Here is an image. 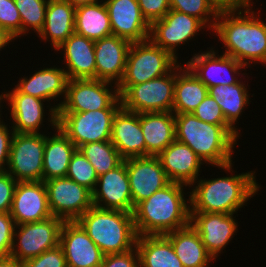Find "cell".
<instances>
[{"label": "cell", "mask_w": 266, "mask_h": 267, "mask_svg": "<svg viewBox=\"0 0 266 267\" xmlns=\"http://www.w3.org/2000/svg\"><path fill=\"white\" fill-rule=\"evenodd\" d=\"M201 121L216 124V125H229L222 109L209 94L206 95L204 100L197 106V108L192 112Z\"/></svg>", "instance_id": "40"}, {"label": "cell", "mask_w": 266, "mask_h": 267, "mask_svg": "<svg viewBox=\"0 0 266 267\" xmlns=\"http://www.w3.org/2000/svg\"><path fill=\"white\" fill-rule=\"evenodd\" d=\"M234 214L190 212V225L197 231L208 253L216 259L237 235L238 222ZM234 235V236H233Z\"/></svg>", "instance_id": "15"}, {"label": "cell", "mask_w": 266, "mask_h": 267, "mask_svg": "<svg viewBox=\"0 0 266 267\" xmlns=\"http://www.w3.org/2000/svg\"><path fill=\"white\" fill-rule=\"evenodd\" d=\"M183 267H209L214 258L208 253L197 231L189 224L165 234Z\"/></svg>", "instance_id": "29"}, {"label": "cell", "mask_w": 266, "mask_h": 267, "mask_svg": "<svg viewBox=\"0 0 266 267\" xmlns=\"http://www.w3.org/2000/svg\"><path fill=\"white\" fill-rule=\"evenodd\" d=\"M218 11L243 10L254 5L253 0H208ZM252 1V2H251Z\"/></svg>", "instance_id": "47"}, {"label": "cell", "mask_w": 266, "mask_h": 267, "mask_svg": "<svg viewBox=\"0 0 266 267\" xmlns=\"http://www.w3.org/2000/svg\"><path fill=\"white\" fill-rule=\"evenodd\" d=\"M52 216L76 221L93 206L92 192L68 177L44 181Z\"/></svg>", "instance_id": "13"}, {"label": "cell", "mask_w": 266, "mask_h": 267, "mask_svg": "<svg viewBox=\"0 0 266 267\" xmlns=\"http://www.w3.org/2000/svg\"><path fill=\"white\" fill-rule=\"evenodd\" d=\"M59 66L41 68L35 71L34 74L23 78H19L18 84L15 88L24 94H28L47 102L54 100V103L58 101L57 98L64 97L66 95V87L68 77L66 71Z\"/></svg>", "instance_id": "26"}, {"label": "cell", "mask_w": 266, "mask_h": 267, "mask_svg": "<svg viewBox=\"0 0 266 267\" xmlns=\"http://www.w3.org/2000/svg\"><path fill=\"white\" fill-rule=\"evenodd\" d=\"M112 34L131 43L144 42L150 36V24L143 17L138 0H104Z\"/></svg>", "instance_id": "19"}, {"label": "cell", "mask_w": 266, "mask_h": 267, "mask_svg": "<svg viewBox=\"0 0 266 267\" xmlns=\"http://www.w3.org/2000/svg\"><path fill=\"white\" fill-rule=\"evenodd\" d=\"M94 47V40L74 32L56 49L63 52L68 79H96Z\"/></svg>", "instance_id": "25"}, {"label": "cell", "mask_w": 266, "mask_h": 267, "mask_svg": "<svg viewBox=\"0 0 266 267\" xmlns=\"http://www.w3.org/2000/svg\"><path fill=\"white\" fill-rule=\"evenodd\" d=\"M77 149L93 165L98 177L115 169L124 161L110 141L91 142Z\"/></svg>", "instance_id": "35"}, {"label": "cell", "mask_w": 266, "mask_h": 267, "mask_svg": "<svg viewBox=\"0 0 266 267\" xmlns=\"http://www.w3.org/2000/svg\"><path fill=\"white\" fill-rule=\"evenodd\" d=\"M46 133H16L13 136L6 171L17 181H43Z\"/></svg>", "instance_id": "10"}, {"label": "cell", "mask_w": 266, "mask_h": 267, "mask_svg": "<svg viewBox=\"0 0 266 267\" xmlns=\"http://www.w3.org/2000/svg\"><path fill=\"white\" fill-rule=\"evenodd\" d=\"M17 183L7 171H0V213H10Z\"/></svg>", "instance_id": "44"}, {"label": "cell", "mask_w": 266, "mask_h": 267, "mask_svg": "<svg viewBox=\"0 0 266 267\" xmlns=\"http://www.w3.org/2000/svg\"><path fill=\"white\" fill-rule=\"evenodd\" d=\"M1 103H2V101H1V94H0V115L3 114V113H1V112H2L1 110L4 109V108H3V104L1 105ZM1 106H2V107H1ZM1 108H2V109H1Z\"/></svg>", "instance_id": "51"}, {"label": "cell", "mask_w": 266, "mask_h": 267, "mask_svg": "<svg viewBox=\"0 0 266 267\" xmlns=\"http://www.w3.org/2000/svg\"><path fill=\"white\" fill-rule=\"evenodd\" d=\"M118 110L57 112L58 128L77 148L91 142L110 141L112 122Z\"/></svg>", "instance_id": "9"}, {"label": "cell", "mask_w": 266, "mask_h": 267, "mask_svg": "<svg viewBox=\"0 0 266 267\" xmlns=\"http://www.w3.org/2000/svg\"><path fill=\"white\" fill-rule=\"evenodd\" d=\"M14 40L12 36L0 27V51L4 50V48L6 49V46L9 47L10 42H14Z\"/></svg>", "instance_id": "48"}, {"label": "cell", "mask_w": 266, "mask_h": 267, "mask_svg": "<svg viewBox=\"0 0 266 267\" xmlns=\"http://www.w3.org/2000/svg\"><path fill=\"white\" fill-rule=\"evenodd\" d=\"M241 80L232 85L221 84L208 88V94L214 98L222 109L226 122L239 134L241 129L236 128L235 125L238 124L237 121L240 116L242 117L244 108L251 102L249 100L248 84L245 85Z\"/></svg>", "instance_id": "33"}, {"label": "cell", "mask_w": 266, "mask_h": 267, "mask_svg": "<svg viewBox=\"0 0 266 267\" xmlns=\"http://www.w3.org/2000/svg\"><path fill=\"white\" fill-rule=\"evenodd\" d=\"M253 6L243 10L221 11L212 32L223 43V54L251 68V64H266V22ZM260 16H258L257 14Z\"/></svg>", "instance_id": "1"}, {"label": "cell", "mask_w": 266, "mask_h": 267, "mask_svg": "<svg viewBox=\"0 0 266 267\" xmlns=\"http://www.w3.org/2000/svg\"><path fill=\"white\" fill-rule=\"evenodd\" d=\"M141 13L151 25L170 11V0H138Z\"/></svg>", "instance_id": "43"}, {"label": "cell", "mask_w": 266, "mask_h": 267, "mask_svg": "<svg viewBox=\"0 0 266 267\" xmlns=\"http://www.w3.org/2000/svg\"><path fill=\"white\" fill-rule=\"evenodd\" d=\"M14 1L21 16V36H26V33L27 35L28 33L31 34V31H34L38 35L45 24L46 9L49 0Z\"/></svg>", "instance_id": "36"}, {"label": "cell", "mask_w": 266, "mask_h": 267, "mask_svg": "<svg viewBox=\"0 0 266 267\" xmlns=\"http://www.w3.org/2000/svg\"><path fill=\"white\" fill-rule=\"evenodd\" d=\"M98 79H69L66 95L53 106L48 104V125L52 131L58 127L57 112H86L101 109H120L122 107L117 85ZM111 88H110V86ZM114 87V88H113ZM50 122V124H49ZM54 128V129H53Z\"/></svg>", "instance_id": "6"}, {"label": "cell", "mask_w": 266, "mask_h": 267, "mask_svg": "<svg viewBox=\"0 0 266 267\" xmlns=\"http://www.w3.org/2000/svg\"><path fill=\"white\" fill-rule=\"evenodd\" d=\"M136 249L140 267H183L165 235L138 236Z\"/></svg>", "instance_id": "32"}, {"label": "cell", "mask_w": 266, "mask_h": 267, "mask_svg": "<svg viewBox=\"0 0 266 267\" xmlns=\"http://www.w3.org/2000/svg\"><path fill=\"white\" fill-rule=\"evenodd\" d=\"M1 117L2 114L0 115V171H6L11 143L15 132L13 129H8V126L9 128L11 126L8 124L6 125V122H4Z\"/></svg>", "instance_id": "46"}, {"label": "cell", "mask_w": 266, "mask_h": 267, "mask_svg": "<svg viewBox=\"0 0 266 267\" xmlns=\"http://www.w3.org/2000/svg\"><path fill=\"white\" fill-rule=\"evenodd\" d=\"M221 54L219 55L215 48L207 47V51L193 54L184 64L207 88L238 83L243 79L239 78L240 76L247 75V73L241 74L247 67L233 57Z\"/></svg>", "instance_id": "14"}, {"label": "cell", "mask_w": 266, "mask_h": 267, "mask_svg": "<svg viewBox=\"0 0 266 267\" xmlns=\"http://www.w3.org/2000/svg\"><path fill=\"white\" fill-rule=\"evenodd\" d=\"M100 267H140L136 247L125 253L107 254Z\"/></svg>", "instance_id": "45"}, {"label": "cell", "mask_w": 266, "mask_h": 267, "mask_svg": "<svg viewBox=\"0 0 266 267\" xmlns=\"http://www.w3.org/2000/svg\"><path fill=\"white\" fill-rule=\"evenodd\" d=\"M75 11L65 0H49L46 9L45 24L38 37L42 41L51 42L56 49L75 32Z\"/></svg>", "instance_id": "28"}, {"label": "cell", "mask_w": 266, "mask_h": 267, "mask_svg": "<svg viewBox=\"0 0 266 267\" xmlns=\"http://www.w3.org/2000/svg\"><path fill=\"white\" fill-rule=\"evenodd\" d=\"M66 177L86 187L91 192L94 191L98 180L93 165L78 149L71 157Z\"/></svg>", "instance_id": "38"}, {"label": "cell", "mask_w": 266, "mask_h": 267, "mask_svg": "<svg viewBox=\"0 0 266 267\" xmlns=\"http://www.w3.org/2000/svg\"><path fill=\"white\" fill-rule=\"evenodd\" d=\"M10 215L15 225L38 222L51 217L44 181L18 182Z\"/></svg>", "instance_id": "20"}, {"label": "cell", "mask_w": 266, "mask_h": 267, "mask_svg": "<svg viewBox=\"0 0 266 267\" xmlns=\"http://www.w3.org/2000/svg\"><path fill=\"white\" fill-rule=\"evenodd\" d=\"M0 267H21V262L12 256L0 258Z\"/></svg>", "instance_id": "49"}, {"label": "cell", "mask_w": 266, "mask_h": 267, "mask_svg": "<svg viewBox=\"0 0 266 267\" xmlns=\"http://www.w3.org/2000/svg\"><path fill=\"white\" fill-rule=\"evenodd\" d=\"M15 226L10 213H0V258L11 256Z\"/></svg>", "instance_id": "42"}, {"label": "cell", "mask_w": 266, "mask_h": 267, "mask_svg": "<svg viewBox=\"0 0 266 267\" xmlns=\"http://www.w3.org/2000/svg\"><path fill=\"white\" fill-rule=\"evenodd\" d=\"M170 9L200 19L210 30L219 13L208 0H170Z\"/></svg>", "instance_id": "37"}, {"label": "cell", "mask_w": 266, "mask_h": 267, "mask_svg": "<svg viewBox=\"0 0 266 267\" xmlns=\"http://www.w3.org/2000/svg\"><path fill=\"white\" fill-rule=\"evenodd\" d=\"M76 222L105 254L125 253L136 247L133 213L92 206Z\"/></svg>", "instance_id": "5"}, {"label": "cell", "mask_w": 266, "mask_h": 267, "mask_svg": "<svg viewBox=\"0 0 266 267\" xmlns=\"http://www.w3.org/2000/svg\"><path fill=\"white\" fill-rule=\"evenodd\" d=\"M126 169L134 208L171 182L157 156L128 158Z\"/></svg>", "instance_id": "16"}, {"label": "cell", "mask_w": 266, "mask_h": 267, "mask_svg": "<svg viewBox=\"0 0 266 267\" xmlns=\"http://www.w3.org/2000/svg\"><path fill=\"white\" fill-rule=\"evenodd\" d=\"M255 173L249 171L213 179L198 178L190 186L191 192H187L190 193V212L237 214L261 189Z\"/></svg>", "instance_id": "3"}, {"label": "cell", "mask_w": 266, "mask_h": 267, "mask_svg": "<svg viewBox=\"0 0 266 267\" xmlns=\"http://www.w3.org/2000/svg\"><path fill=\"white\" fill-rule=\"evenodd\" d=\"M92 201L93 206L101 209L134 212L126 159L115 169L98 177Z\"/></svg>", "instance_id": "17"}, {"label": "cell", "mask_w": 266, "mask_h": 267, "mask_svg": "<svg viewBox=\"0 0 266 267\" xmlns=\"http://www.w3.org/2000/svg\"><path fill=\"white\" fill-rule=\"evenodd\" d=\"M131 42L116 35L95 41L96 79L119 85Z\"/></svg>", "instance_id": "22"}, {"label": "cell", "mask_w": 266, "mask_h": 267, "mask_svg": "<svg viewBox=\"0 0 266 267\" xmlns=\"http://www.w3.org/2000/svg\"><path fill=\"white\" fill-rule=\"evenodd\" d=\"M21 267H67V265L63 249L58 245L38 257L21 262Z\"/></svg>", "instance_id": "41"}, {"label": "cell", "mask_w": 266, "mask_h": 267, "mask_svg": "<svg viewBox=\"0 0 266 267\" xmlns=\"http://www.w3.org/2000/svg\"><path fill=\"white\" fill-rule=\"evenodd\" d=\"M208 94V88L181 62L177 65L174 114L192 113Z\"/></svg>", "instance_id": "31"}, {"label": "cell", "mask_w": 266, "mask_h": 267, "mask_svg": "<svg viewBox=\"0 0 266 267\" xmlns=\"http://www.w3.org/2000/svg\"><path fill=\"white\" fill-rule=\"evenodd\" d=\"M75 33L94 41L112 35L109 13L103 0L76 7Z\"/></svg>", "instance_id": "34"}, {"label": "cell", "mask_w": 266, "mask_h": 267, "mask_svg": "<svg viewBox=\"0 0 266 267\" xmlns=\"http://www.w3.org/2000/svg\"><path fill=\"white\" fill-rule=\"evenodd\" d=\"M0 27L15 40L21 37V16L14 0H0Z\"/></svg>", "instance_id": "39"}, {"label": "cell", "mask_w": 266, "mask_h": 267, "mask_svg": "<svg viewBox=\"0 0 266 267\" xmlns=\"http://www.w3.org/2000/svg\"><path fill=\"white\" fill-rule=\"evenodd\" d=\"M206 28L200 19L170 9L162 19L150 25L149 39L178 60V47L190 42Z\"/></svg>", "instance_id": "12"}, {"label": "cell", "mask_w": 266, "mask_h": 267, "mask_svg": "<svg viewBox=\"0 0 266 267\" xmlns=\"http://www.w3.org/2000/svg\"><path fill=\"white\" fill-rule=\"evenodd\" d=\"M174 115L176 140L189 146L206 166L234 172L232 157L239 133L230 125L203 122L192 113Z\"/></svg>", "instance_id": "2"}, {"label": "cell", "mask_w": 266, "mask_h": 267, "mask_svg": "<svg viewBox=\"0 0 266 267\" xmlns=\"http://www.w3.org/2000/svg\"><path fill=\"white\" fill-rule=\"evenodd\" d=\"M67 267H100L105 254L76 221H65L60 232Z\"/></svg>", "instance_id": "18"}, {"label": "cell", "mask_w": 266, "mask_h": 267, "mask_svg": "<svg viewBox=\"0 0 266 267\" xmlns=\"http://www.w3.org/2000/svg\"><path fill=\"white\" fill-rule=\"evenodd\" d=\"M189 186L170 182L164 188L140 202L133 218L138 236L165 235L190 224V198H185Z\"/></svg>", "instance_id": "4"}, {"label": "cell", "mask_w": 266, "mask_h": 267, "mask_svg": "<svg viewBox=\"0 0 266 267\" xmlns=\"http://www.w3.org/2000/svg\"><path fill=\"white\" fill-rule=\"evenodd\" d=\"M157 157L171 182L190 187L198 176L200 178V168L204 162L189 146L176 139Z\"/></svg>", "instance_id": "23"}, {"label": "cell", "mask_w": 266, "mask_h": 267, "mask_svg": "<svg viewBox=\"0 0 266 267\" xmlns=\"http://www.w3.org/2000/svg\"><path fill=\"white\" fill-rule=\"evenodd\" d=\"M64 222L59 217L51 216L42 221L16 225L11 256L23 262L57 247Z\"/></svg>", "instance_id": "11"}, {"label": "cell", "mask_w": 266, "mask_h": 267, "mask_svg": "<svg viewBox=\"0 0 266 267\" xmlns=\"http://www.w3.org/2000/svg\"><path fill=\"white\" fill-rule=\"evenodd\" d=\"M140 124L145 139V156H158L176 139L173 112L140 113Z\"/></svg>", "instance_id": "27"}, {"label": "cell", "mask_w": 266, "mask_h": 267, "mask_svg": "<svg viewBox=\"0 0 266 267\" xmlns=\"http://www.w3.org/2000/svg\"><path fill=\"white\" fill-rule=\"evenodd\" d=\"M65 1H67L68 3H70L74 7L98 2V0H65Z\"/></svg>", "instance_id": "50"}, {"label": "cell", "mask_w": 266, "mask_h": 267, "mask_svg": "<svg viewBox=\"0 0 266 267\" xmlns=\"http://www.w3.org/2000/svg\"><path fill=\"white\" fill-rule=\"evenodd\" d=\"M110 142L124 160L145 157V139L140 124V113L121 107L112 122Z\"/></svg>", "instance_id": "24"}, {"label": "cell", "mask_w": 266, "mask_h": 267, "mask_svg": "<svg viewBox=\"0 0 266 267\" xmlns=\"http://www.w3.org/2000/svg\"><path fill=\"white\" fill-rule=\"evenodd\" d=\"M179 63L170 53L156 46L150 39L132 43L127 55L124 76L117 86L119 96L131 85L170 73Z\"/></svg>", "instance_id": "7"}, {"label": "cell", "mask_w": 266, "mask_h": 267, "mask_svg": "<svg viewBox=\"0 0 266 267\" xmlns=\"http://www.w3.org/2000/svg\"><path fill=\"white\" fill-rule=\"evenodd\" d=\"M11 91L1 92V101L7 100L10 119L12 120L11 128L16 133H41L44 115L47 110L44 108L45 100L20 93L15 87ZM46 111V112H45Z\"/></svg>", "instance_id": "21"}, {"label": "cell", "mask_w": 266, "mask_h": 267, "mask_svg": "<svg viewBox=\"0 0 266 267\" xmlns=\"http://www.w3.org/2000/svg\"><path fill=\"white\" fill-rule=\"evenodd\" d=\"M53 134L52 136L46 134L43 181L66 177L71 157L77 150V147L58 127Z\"/></svg>", "instance_id": "30"}, {"label": "cell", "mask_w": 266, "mask_h": 267, "mask_svg": "<svg viewBox=\"0 0 266 267\" xmlns=\"http://www.w3.org/2000/svg\"><path fill=\"white\" fill-rule=\"evenodd\" d=\"M177 66L168 74L131 85L121 96L122 107L131 112H172Z\"/></svg>", "instance_id": "8"}]
</instances>
